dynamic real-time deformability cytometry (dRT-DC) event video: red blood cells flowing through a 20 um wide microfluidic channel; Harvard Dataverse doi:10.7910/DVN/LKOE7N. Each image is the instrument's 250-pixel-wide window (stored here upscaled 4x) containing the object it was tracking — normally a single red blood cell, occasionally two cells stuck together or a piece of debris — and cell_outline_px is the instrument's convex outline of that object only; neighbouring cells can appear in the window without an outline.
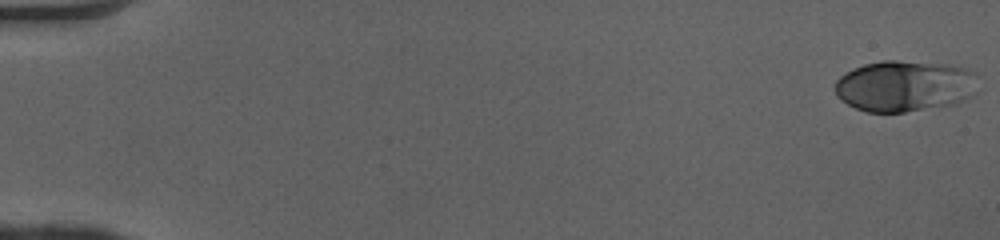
{"species": "human", "species_latin": "Homo sapiens", "temperature_condition": "cold", "stored_images_in_passage": 50, "camera_frame_rate_fps": 3000, "um_per_image_px": 0.085, "donor": {"sex": "female"}, "frame": {"image": 1, "passage_image": 1, "time_ms": 0.0, "image_size_px": [1000, 240], "cell_outline_px": [[976, 92], [972, 96], [956, 104], [904, 112], [868, 112], [856, 108], [840, 100], [836, 96], [836, 80], [840, 76], [864, 64], [880, 60], [896, 60], [948, 64], [968, 68], [976, 72]], "centroid_in_image_um": [76.94, 7.3], "position_along_channel_um": 8.1, "area_um2": 43.0}}
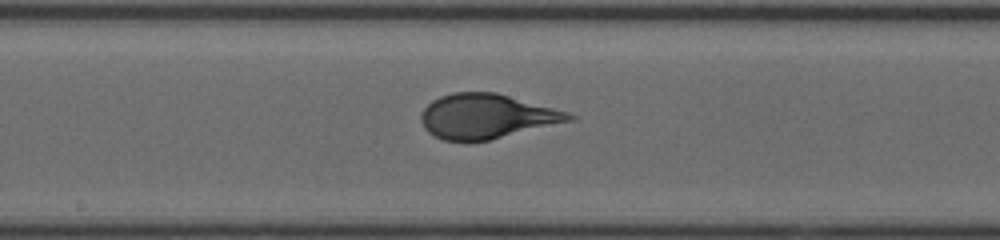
{"frame": {"image": 2, "passage_image": 28, "time_ms": 9.0, "image_size_px": [1000, 240], "cell_outline_px": [[576, 120], [488, 140], [444, 140], [428, 132], [424, 128], [420, 120], [420, 116], [424, 108], [432, 100], [440, 96], [452, 92], [496, 92], [568, 112], [576, 116]], "centroid_in_image_um": [41.37, 9.87], "position_along_channel_um": 206.8, "area_um2": 38.26}}
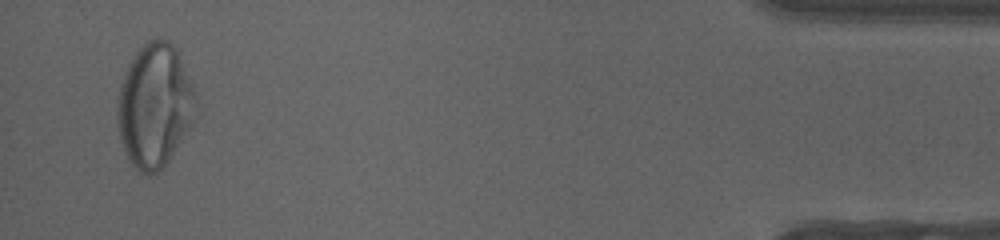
{"frame": {"image": 3, "passage_image": 49, "time_ms": 16.0, "image_size_px": [1000, 240], "cell_outline_px": [[196, 96], [192, 120], [188, 128], [168, 160], [156, 172], [148, 176], [140, 172], [128, 160], [120, 140], [116, 120], [116, 100], [120, 84], [124, 72], [132, 56], [148, 40], [168, 40], [176, 48], [192, 84]], "centroid_in_image_um": [13.08, 8.97], "position_along_channel_um": 422.1, "area_um2": 56.12}, "authors_computed_cell_mechanics": {"area_um2": 39.4196, "velocity_mm_per_s": 4.0788, "shape_relaxation_time_tau1_ms": 3.8405, "shape_relaxation_time_tau2_ms": null, "deformation_change_tau1": 0.1853, "deformation_change_tau2": null}}